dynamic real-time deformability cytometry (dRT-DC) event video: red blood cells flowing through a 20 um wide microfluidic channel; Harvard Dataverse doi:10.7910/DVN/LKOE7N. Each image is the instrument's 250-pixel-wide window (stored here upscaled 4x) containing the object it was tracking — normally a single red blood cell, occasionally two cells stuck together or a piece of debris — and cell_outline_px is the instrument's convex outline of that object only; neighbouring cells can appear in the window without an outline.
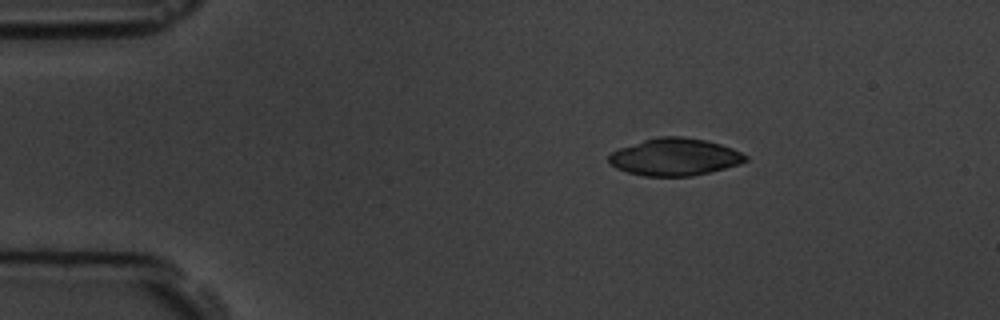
{"species": "common noctule bat (a hibernating species)", "species_latin": "Nyctalus noctula", "temperature_condition": "room temperature", "stored_images_in_passage": 5, "segment_of_instrument_passage": [1, 2], "camera_frame_rate_fps": 3000, "um_per_image_px": 0.085, "animal": {"sex": "male", "body_mass_g": 19.5, "forearm_length_mm": 54.6}, "frame": {"image": 1, "passage_image": 2, "time_ms": 1.333, "image_size_px": [1000, 320], "cell_outline_px": [[748, 160], [740, 164], [692, 176], [644, 176], [628, 172], [616, 168], [608, 160], [608, 156], [612, 152], [620, 148], [656, 136], [684, 136], [708, 140], [732, 148], [748, 156]], "centroid_in_image_um": [57.37, 13.33], "position_along_channel_um": 27.6, "area_um2": 29.65}}